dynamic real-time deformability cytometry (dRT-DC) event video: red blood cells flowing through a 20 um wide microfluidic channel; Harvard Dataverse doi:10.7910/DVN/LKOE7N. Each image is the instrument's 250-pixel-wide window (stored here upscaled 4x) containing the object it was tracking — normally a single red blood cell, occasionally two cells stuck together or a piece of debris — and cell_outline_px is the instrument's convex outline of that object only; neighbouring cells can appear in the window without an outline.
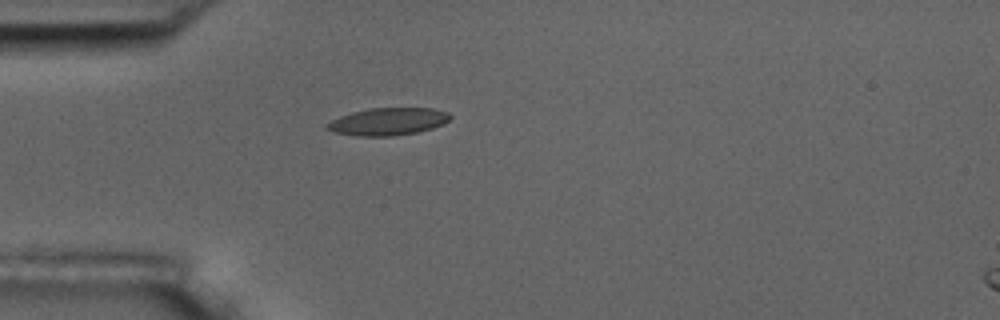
{"species": "common noctule bat (a hibernating species)", "species_latin": "Nyctalus noctula", "temperature_condition": "room temperature", "stored_images_in_passage": 36, "camera_frame_rate_fps": 3000, "um_per_image_px": 0.085, "animal": {"sex": "male", "body_mass_g": 17.5, "forearm_length_mm": 52.3}, "frame": {"image": 1, "passage_image": 1, "time_ms": 0.0, "image_size_px": [1000, 320], "cell_outline_px": [[452, 116], [444, 124], [432, 128], [416, 132], [392, 136], [360, 136], [336, 132], [324, 128], [324, 124], [340, 116], [352, 112], [368, 108], [432, 108], [448, 112]], "centroid_in_image_um": [32.97, 10.32], "position_along_channel_um": 52.0, "area_um2": 19.65}}
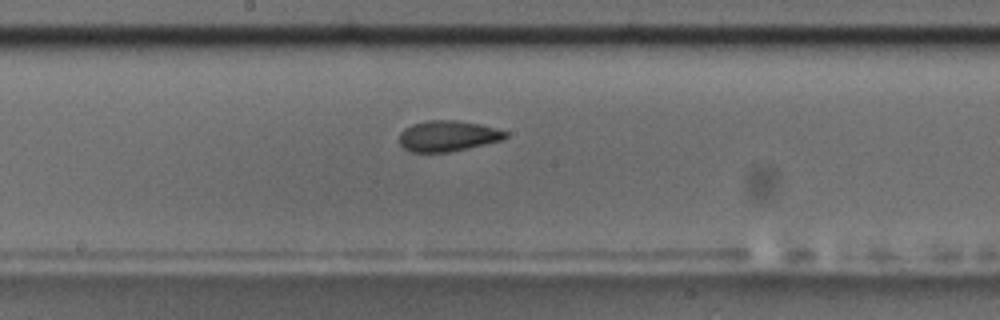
{"frame": {"image": 2, "passage_image": 15, "time_ms": 4.667, "image_size_px": [1000, 320], "cell_outline_px": [[508, 136], [504, 140], [448, 152], [412, 152], [404, 148], [400, 144], [400, 132], [404, 128], [412, 124], [428, 120], [456, 120], [480, 124], [496, 128], [508, 132]], "centroid_in_image_um": [38.08, 11.55], "position_along_channel_um": 210.1, "area_um2": 19.07}}
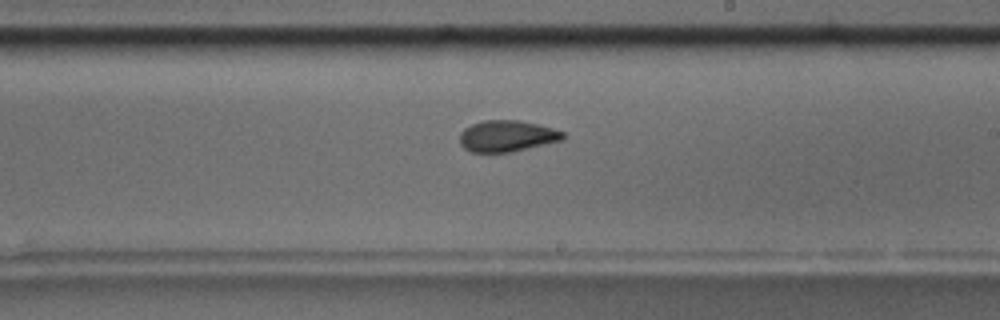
{"frame": {"image": 3, "passage_image": 18, "time_ms": 5.667, "image_size_px": [1000, 320], "cell_outline_px": [[564, 136], [560, 140], [512, 152], [472, 152], [464, 148], [460, 144], [460, 132], [464, 128], [472, 124], [484, 120], [520, 120], [552, 128], [564, 132]], "centroid_in_image_um": [43.05, 11.56], "position_along_channel_um": 246.0, "area_um2": 18.67}, "authors_computed_cell_mechanics": {"area_um2": 19.074, "velocity_mm_per_s": 3.5904, "shape_relaxation_time_tau1_ms": 5.9, "shape_relaxation_time_tau2_ms": 2.6852, "deformation_change_tau1": 0.1797, "deformation_change_tau2": 0.0914}}